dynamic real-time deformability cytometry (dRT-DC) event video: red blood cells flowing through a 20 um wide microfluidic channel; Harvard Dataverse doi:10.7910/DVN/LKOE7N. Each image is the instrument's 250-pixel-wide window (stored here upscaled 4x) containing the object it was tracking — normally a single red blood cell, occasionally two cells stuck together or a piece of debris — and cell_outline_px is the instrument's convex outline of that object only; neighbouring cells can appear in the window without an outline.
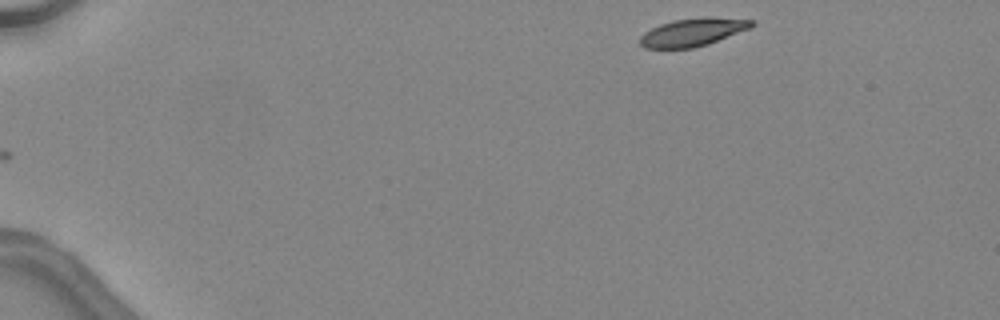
{"species": "common noctule bat (a hibernating species)", "species_latin": "Nyctalus noctula", "temperature_condition": "warm", "stored_images_in_passage": 41, "camera_frame_rate_fps": 3000, "um_per_image_px": 0.085, "animal": {"sex": "female", "body_mass_g": 24.6, "forearm_length_mm": 56.2}, "frame": {"image": 1, "passage_image": 1, "time_ms": 0.0, "image_size_px": [1000, 320], "cell_outline_px": [[756, 24], [752, 28], [708, 44], [692, 48], [644, 48], [640, 44], [640, 36], [644, 32], [660, 24], [676, 20], [704, 16], [708, 16], [756, 20]], "centroid_in_image_um": [58.95, 2.72], "position_along_channel_um": 26.1, "area_um2": 18.38}}
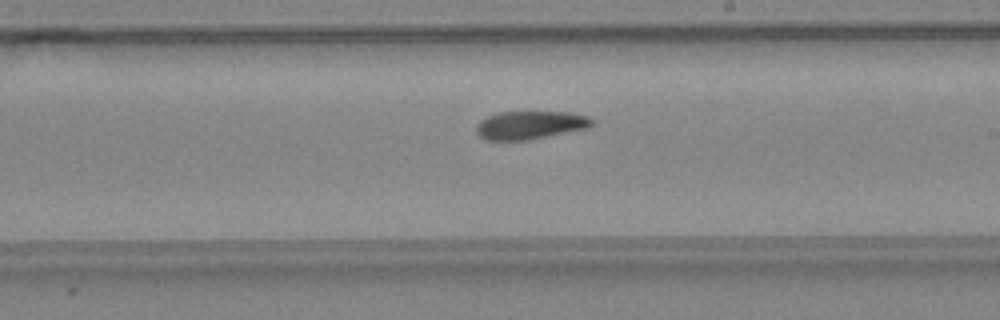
{"frame": {"image": 2, "passage_image": 23, "time_ms": 7.333, "image_size_px": [1000, 320], "cell_outline_px": [[592, 124], [588, 128], [528, 140], [484, 140], [476, 132], [476, 124], [480, 120], [488, 116], [500, 112], [568, 112], [588, 116], [592, 120]], "centroid_in_image_um": [45.03, 10.63], "position_along_channel_um": 244.0, "area_um2": 18.96}}
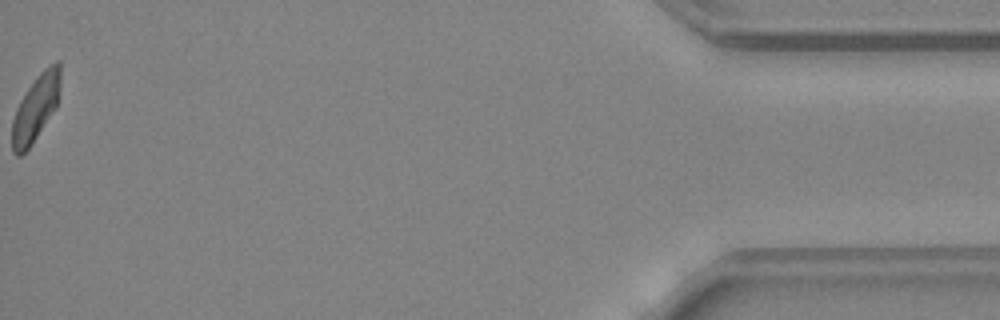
{"frame": {"image": 3, "passage_image": 41, "time_ms": 13.333, "image_size_px": [1000, 320], "cell_outline_px": [[60, 84], [56, 108], [32, 144], [20, 156], [16, 156], [12, 152], [12, 120], [16, 108], [20, 100], [28, 88], [40, 72], [44, 68], [56, 60], [60, 60]], "centroid_in_image_um": [3.03, 9.18], "position_along_channel_um": 432.2, "area_um2": 18.61}, "authors_computed_cell_mechanics": {"area_um2": 19.4208, "velocity_mm_per_s": 4.504, "shape_relaxation_time_tau1_ms": 8.5538, "shape_relaxation_time_tau2_ms": 8.0843, "deformation_change_tau1": 0.2076, "deformation_change_tau2": 0.1556}}